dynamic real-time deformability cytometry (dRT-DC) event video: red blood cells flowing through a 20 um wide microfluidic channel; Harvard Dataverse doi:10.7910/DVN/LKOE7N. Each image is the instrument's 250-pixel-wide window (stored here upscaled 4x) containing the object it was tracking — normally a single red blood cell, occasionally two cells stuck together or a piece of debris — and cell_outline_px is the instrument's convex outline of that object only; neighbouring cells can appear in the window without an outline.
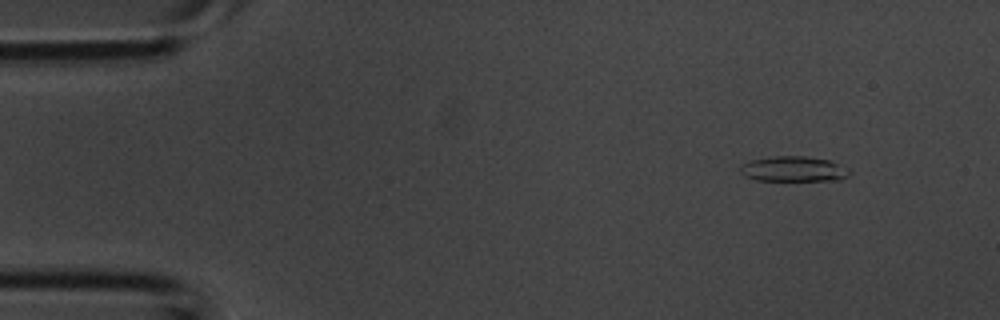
{"species": "common noctule bat (a hibernating species)", "species_latin": "Nyctalus noctula", "temperature_condition": "room temperature", "stored_images_in_passage": 3, "camera_frame_rate_fps": 3000, "um_per_image_px": 0.085, "animal": {"sex": "male", "body_mass_g": 20.1, "forearm_length_mm": 53.5}, "frame": {"image": 1, "passage_image": 1, "time_ms": 0.0, "image_size_px": [1000, 320], "cell_outline_px": [[848, 176], [840, 180], [756, 180], [744, 176], [740, 172], [740, 168], [744, 164], [752, 160], [776, 156], [804, 156], [828, 160], [848, 168]], "centroid_in_image_um": [67.45, 14.37], "position_along_channel_um": 17.6, "area_um2": 15.78}}